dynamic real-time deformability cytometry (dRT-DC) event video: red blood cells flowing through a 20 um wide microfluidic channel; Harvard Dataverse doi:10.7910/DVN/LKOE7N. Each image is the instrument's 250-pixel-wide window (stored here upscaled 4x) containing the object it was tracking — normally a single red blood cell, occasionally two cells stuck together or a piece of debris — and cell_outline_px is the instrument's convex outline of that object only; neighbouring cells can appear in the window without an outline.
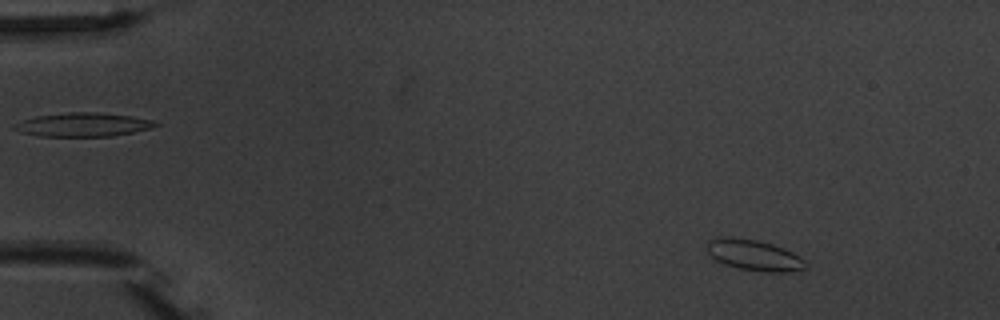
{"species": "common noctule bat (a hibernating species)", "species_latin": "Nyctalus noctula", "temperature_condition": "warm", "stored_images_in_passage": 5, "camera_frame_rate_fps": 3000, "um_per_image_px": 0.085, "animal": {"sex": "male", "body_mass_g": 20.1, "forearm_length_mm": 53.5}, "frame": {"image": 1, "passage_image": 2, "time_ms": 1.333, "image_size_px": [1000, 320], "cell_outline_px": [[808, 268], [792, 272], [764, 272], [740, 268], [724, 264], [716, 260], [708, 252], [708, 240], [720, 236], [728, 236], [756, 240], [772, 244], [792, 252], [800, 256], [808, 264]], "centroid_in_image_um": [64.13, 21.69], "position_along_channel_um": 20.9, "area_um2": 17.8}}